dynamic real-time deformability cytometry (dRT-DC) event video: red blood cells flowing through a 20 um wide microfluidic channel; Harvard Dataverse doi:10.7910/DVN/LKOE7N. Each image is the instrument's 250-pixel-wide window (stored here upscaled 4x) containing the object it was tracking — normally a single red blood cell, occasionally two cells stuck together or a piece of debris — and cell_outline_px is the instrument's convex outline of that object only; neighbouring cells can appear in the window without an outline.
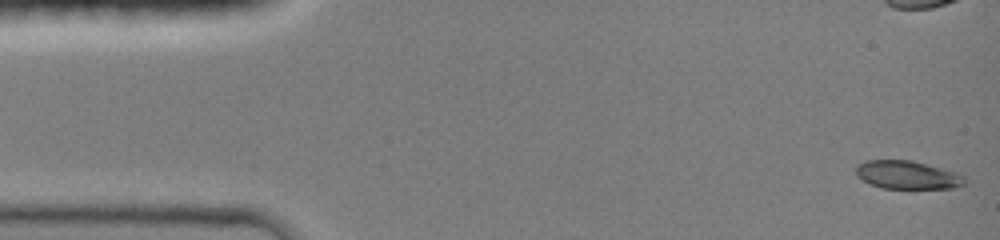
{"species": "common noctule bat (a hibernating species)", "species_latin": "Nyctalus noctula", "temperature_condition": "room temperature", "stored_images_in_passage": 24, "camera_frame_rate_fps": 3000, "um_per_image_px": 0.085, "animal": {"sex": "female", "body_mass_g": 19.0, "forearm_length_mm": 51.5}, "frame": {"image": 1, "passage_image": 1, "time_ms": 0.0, "image_size_px": [1000, 240], "cell_outline_px": [[964, 184], [952, 188], [884, 188], [872, 184], [864, 180], [856, 172], [856, 168], [860, 164], [868, 160], [908, 160], [924, 164], [952, 172], [964, 176]], "centroid_in_image_um": [77.11, 14.87], "position_along_channel_um": 7.9, "area_um2": 17.11}}